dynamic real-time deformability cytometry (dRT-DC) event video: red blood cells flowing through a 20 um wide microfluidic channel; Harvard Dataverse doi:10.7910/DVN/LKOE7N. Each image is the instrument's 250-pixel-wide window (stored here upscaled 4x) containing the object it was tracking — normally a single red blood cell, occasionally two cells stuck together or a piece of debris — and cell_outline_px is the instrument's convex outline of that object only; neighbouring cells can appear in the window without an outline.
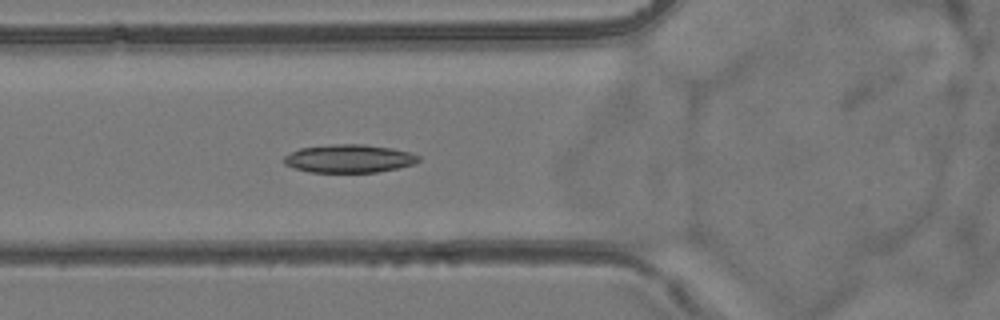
{"species": "common noctule bat (a hibernating species)", "species_latin": "Nyctalus noctula", "temperature_condition": "room temperature", "stored_images_in_passage": 55, "camera_frame_rate_fps": 3000, "um_per_image_px": 0.085, "animal": {"sex": "female", "body_mass_g": 24.6, "forearm_length_mm": 56.2}, "frame": {"image": 1, "passage_image": 21, "time_ms": 6.667, "image_size_px": [1000, 320], "cell_outline_px": [[420, 160], [416, 164], [376, 172], [308, 172], [284, 164], [284, 156], [300, 148], [332, 144], [364, 144], [392, 148], [412, 152], [420, 156]], "centroid_in_image_um": [29.71, 13.47], "position_along_channel_um": 96.1, "area_um2": 22.14}}
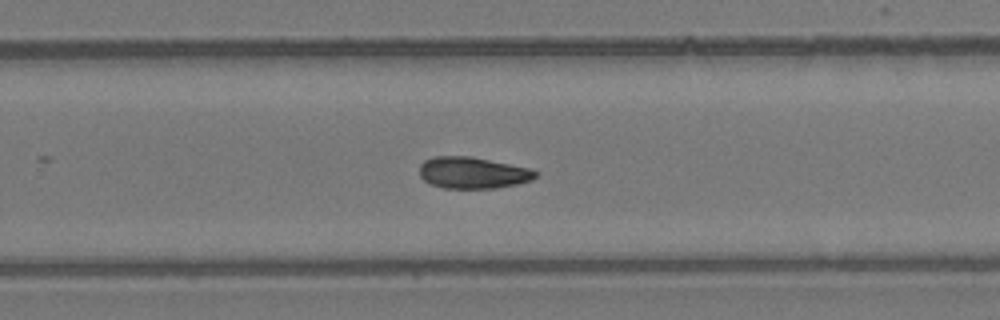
{"frame": {"image": 2, "passage_image": 36, "time_ms": 11.667, "image_size_px": [1000, 320], "cell_outline_px": [[536, 176], [532, 180], [516, 184], [496, 188], [444, 188], [428, 184], [420, 176], [420, 164], [424, 160], [432, 156], [472, 156], [532, 168], [536, 172]], "centroid_in_image_um": [40.17, 14.67], "position_along_channel_um": 289.6, "area_um2": 21.56}}
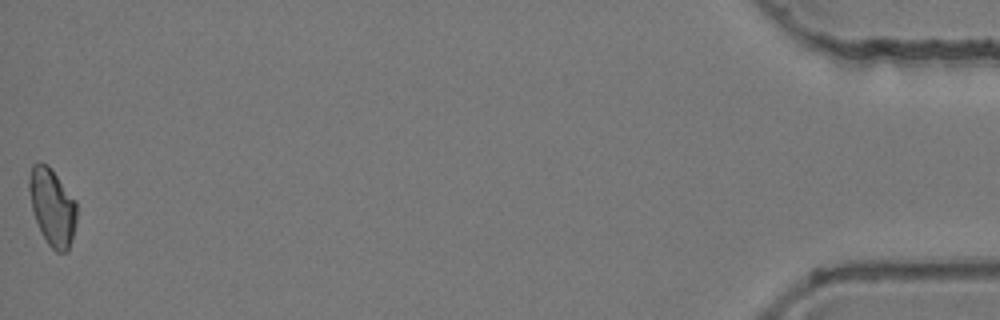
{"frame": {"image": 3, "passage_image": 55, "time_ms": 18.0, "image_size_px": [1000, 320], "cell_outline_px": [[76, 224], [68, 252], [56, 252], [48, 244], [32, 212], [28, 188], [28, 180], [32, 164], [40, 160], [48, 164], [76, 200]], "centroid_in_image_um": [4.43, 17.55], "position_along_channel_um": 430.8, "area_um2": 21.56}}